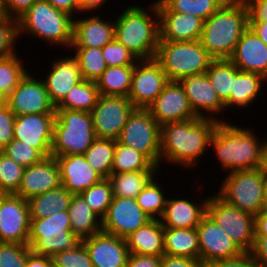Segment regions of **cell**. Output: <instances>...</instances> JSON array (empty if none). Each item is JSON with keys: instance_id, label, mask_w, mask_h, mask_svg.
<instances>
[{"instance_id": "34", "label": "cell", "mask_w": 267, "mask_h": 267, "mask_svg": "<svg viewBox=\"0 0 267 267\" xmlns=\"http://www.w3.org/2000/svg\"><path fill=\"white\" fill-rule=\"evenodd\" d=\"M73 194L62 185L54 190L27 200L30 218H47L57 212L67 211Z\"/></svg>"}, {"instance_id": "32", "label": "cell", "mask_w": 267, "mask_h": 267, "mask_svg": "<svg viewBox=\"0 0 267 267\" xmlns=\"http://www.w3.org/2000/svg\"><path fill=\"white\" fill-rule=\"evenodd\" d=\"M163 242L167 255L199 259V240L196 228L164 227Z\"/></svg>"}, {"instance_id": "20", "label": "cell", "mask_w": 267, "mask_h": 267, "mask_svg": "<svg viewBox=\"0 0 267 267\" xmlns=\"http://www.w3.org/2000/svg\"><path fill=\"white\" fill-rule=\"evenodd\" d=\"M179 82L184 88L193 112L197 116L213 118L218 121L223 120V118H218L217 115L226 110L225 104L218 97L206 73L188 75ZM214 114H216V117Z\"/></svg>"}, {"instance_id": "31", "label": "cell", "mask_w": 267, "mask_h": 267, "mask_svg": "<svg viewBox=\"0 0 267 267\" xmlns=\"http://www.w3.org/2000/svg\"><path fill=\"white\" fill-rule=\"evenodd\" d=\"M266 81L267 79L261 74L240 70L234 78L231 95L224 103L225 109L227 110L234 106L244 109V107H249L253 102L255 103V99L262 91V82Z\"/></svg>"}, {"instance_id": "44", "label": "cell", "mask_w": 267, "mask_h": 267, "mask_svg": "<svg viewBox=\"0 0 267 267\" xmlns=\"http://www.w3.org/2000/svg\"><path fill=\"white\" fill-rule=\"evenodd\" d=\"M80 195L96 215L102 219L113 198L111 183L108 179H102L92 187L85 189Z\"/></svg>"}, {"instance_id": "24", "label": "cell", "mask_w": 267, "mask_h": 267, "mask_svg": "<svg viewBox=\"0 0 267 267\" xmlns=\"http://www.w3.org/2000/svg\"><path fill=\"white\" fill-rule=\"evenodd\" d=\"M52 157L58 161L62 186L72 194H80L103 179L91 167L84 155Z\"/></svg>"}, {"instance_id": "12", "label": "cell", "mask_w": 267, "mask_h": 267, "mask_svg": "<svg viewBox=\"0 0 267 267\" xmlns=\"http://www.w3.org/2000/svg\"><path fill=\"white\" fill-rule=\"evenodd\" d=\"M134 109L128 97L99 95L90 112L96 138L117 140Z\"/></svg>"}, {"instance_id": "10", "label": "cell", "mask_w": 267, "mask_h": 267, "mask_svg": "<svg viewBox=\"0 0 267 267\" xmlns=\"http://www.w3.org/2000/svg\"><path fill=\"white\" fill-rule=\"evenodd\" d=\"M117 141L139 151L160 168L161 126L148 109L133 110Z\"/></svg>"}, {"instance_id": "37", "label": "cell", "mask_w": 267, "mask_h": 267, "mask_svg": "<svg viewBox=\"0 0 267 267\" xmlns=\"http://www.w3.org/2000/svg\"><path fill=\"white\" fill-rule=\"evenodd\" d=\"M99 95L96 82L83 79L71 88L56 109L91 112Z\"/></svg>"}, {"instance_id": "55", "label": "cell", "mask_w": 267, "mask_h": 267, "mask_svg": "<svg viewBox=\"0 0 267 267\" xmlns=\"http://www.w3.org/2000/svg\"><path fill=\"white\" fill-rule=\"evenodd\" d=\"M249 253L258 267H267V236H255L253 247Z\"/></svg>"}, {"instance_id": "19", "label": "cell", "mask_w": 267, "mask_h": 267, "mask_svg": "<svg viewBox=\"0 0 267 267\" xmlns=\"http://www.w3.org/2000/svg\"><path fill=\"white\" fill-rule=\"evenodd\" d=\"M56 113L17 115L14 139L37 148L45 157L51 156L53 128Z\"/></svg>"}, {"instance_id": "17", "label": "cell", "mask_w": 267, "mask_h": 267, "mask_svg": "<svg viewBox=\"0 0 267 267\" xmlns=\"http://www.w3.org/2000/svg\"><path fill=\"white\" fill-rule=\"evenodd\" d=\"M196 229L199 240V260L204 265L217 260L234 258L244 253L207 214Z\"/></svg>"}, {"instance_id": "15", "label": "cell", "mask_w": 267, "mask_h": 267, "mask_svg": "<svg viewBox=\"0 0 267 267\" xmlns=\"http://www.w3.org/2000/svg\"><path fill=\"white\" fill-rule=\"evenodd\" d=\"M30 213L27 200L0 194V242L28 244Z\"/></svg>"}, {"instance_id": "57", "label": "cell", "mask_w": 267, "mask_h": 267, "mask_svg": "<svg viewBox=\"0 0 267 267\" xmlns=\"http://www.w3.org/2000/svg\"><path fill=\"white\" fill-rule=\"evenodd\" d=\"M125 267H161V257L130 253Z\"/></svg>"}, {"instance_id": "50", "label": "cell", "mask_w": 267, "mask_h": 267, "mask_svg": "<svg viewBox=\"0 0 267 267\" xmlns=\"http://www.w3.org/2000/svg\"><path fill=\"white\" fill-rule=\"evenodd\" d=\"M52 259L57 267H94L82 242L72 249L57 253Z\"/></svg>"}, {"instance_id": "43", "label": "cell", "mask_w": 267, "mask_h": 267, "mask_svg": "<svg viewBox=\"0 0 267 267\" xmlns=\"http://www.w3.org/2000/svg\"><path fill=\"white\" fill-rule=\"evenodd\" d=\"M28 72L17 53L0 58V92L7 97Z\"/></svg>"}, {"instance_id": "66", "label": "cell", "mask_w": 267, "mask_h": 267, "mask_svg": "<svg viewBox=\"0 0 267 267\" xmlns=\"http://www.w3.org/2000/svg\"><path fill=\"white\" fill-rule=\"evenodd\" d=\"M6 104V99H0V108Z\"/></svg>"}, {"instance_id": "22", "label": "cell", "mask_w": 267, "mask_h": 267, "mask_svg": "<svg viewBox=\"0 0 267 267\" xmlns=\"http://www.w3.org/2000/svg\"><path fill=\"white\" fill-rule=\"evenodd\" d=\"M61 175L55 157H45L41 162L26 167L16 195L23 199L46 193L60 187Z\"/></svg>"}, {"instance_id": "53", "label": "cell", "mask_w": 267, "mask_h": 267, "mask_svg": "<svg viewBox=\"0 0 267 267\" xmlns=\"http://www.w3.org/2000/svg\"><path fill=\"white\" fill-rule=\"evenodd\" d=\"M248 8L249 22H267V0H243Z\"/></svg>"}, {"instance_id": "25", "label": "cell", "mask_w": 267, "mask_h": 267, "mask_svg": "<svg viewBox=\"0 0 267 267\" xmlns=\"http://www.w3.org/2000/svg\"><path fill=\"white\" fill-rule=\"evenodd\" d=\"M230 60L239 70L258 73L267 79V45L249 27Z\"/></svg>"}, {"instance_id": "67", "label": "cell", "mask_w": 267, "mask_h": 267, "mask_svg": "<svg viewBox=\"0 0 267 267\" xmlns=\"http://www.w3.org/2000/svg\"><path fill=\"white\" fill-rule=\"evenodd\" d=\"M0 99H6V97L0 92Z\"/></svg>"}, {"instance_id": "29", "label": "cell", "mask_w": 267, "mask_h": 267, "mask_svg": "<svg viewBox=\"0 0 267 267\" xmlns=\"http://www.w3.org/2000/svg\"><path fill=\"white\" fill-rule=\"evenodd\" d=\"M164 227L159 219H152L125 238L130 253L162 257Z\"/></svg>"}, {"instance_id": "38", "label": "cell", "mask_w": 267, "mask_h": 267, "mask_svg": "<svg viewBox=\"0 0 267 267\" xmlns=\"http://www.w3.org/2000/svg\"><path fill=\"white\" fill-rule=\"evenodd\" d=\"M227 0H156L158 11L191 14L204 21L215 13Z\"/></svg>"}, {"instance_id": "47", "label": "cell", "mask_w": 267, "mask_h": 267, "mask_svg": "<svg viewBox=\"0 0 267 267\" xmlns=\"http://www.w3.org/2000/svg\"><path fill=\"white\" fill-rule=\"evenodd\" d=\"M19 38L18 20L6 15L0 16V58L17 53L14 47Z\"/></svg>"}, {"instance_id": "9", "label": "cell", "mask_w": 267, "mask_h": 267, "mask_svg": "<svg viewBox=\"0 0 267 267\" xmlns=\"http://www.w3.org/2000/svg\"><path fill=\"white\" fill-rule=\"evenodd\" d=\"M264 176L260 168L228 173L217 195L238 209L257 215L263 208Z\"/></svg>"}, {"instance_id": "33", "label": "cell", "mask_w": 267, "mask_h": 267, "mask_svg": "<svg viewBox=\"0 0 267 267\" xmlns=\"http://www.w3.org/2000/svg\"><path fill=\"white\" fill-rule=\"evenodd\" d=\"M156 172L159 173V167L156 165L146 171L112 172L108 180L111 183L113 196L136 199L143 188L156 177Z\"/></svg>"}, {"instance_id": "30", "label": "cell", "mask_w": 267, "mask_h": 267, "mask_svg": "<svg viewBox=\"0 0 267 267\" xmlns=\"http://www.w3.org/2000/svg\"><path fill=\"white\" fill-rule=\"evenodd\" d=\"M68 212L71 231L80 240L102 231V219L96 215L80 194H73Z\"/></svg>"}, {"instance_id": "28", "label": "cell", "mask_w": 267, "mask_h": 267, "mask_svg": "<svg viewBox=\"0 0 267 267\" xmlns=\"http://www.w3.org/2000/svg\"><path fill=\"white\" fill-rule=\"evenodd\" d=\"M208 199L209 196L201 202L195 203L186 198H167L163 215L159 220L163 227L197 228L206 215Z\"/></svg>"}, {"instance_id": "18", "label": "cell", "mask_w": 267, "mask_h": 267, "mask_svg": "<svg viewBox=\"0 0 267 267\" xmlns=\"http://www.w3.org/2000/svg\"><path fill=\"white\" fill-rule=\"evenodd\" d=\"M147 109L160 126L200 118L193 112L179 81H169Z\"/></svg>"}, {"instance_id": "46", "label": "cell", "mask_w": 267, "mask_h": 267, "mask_svg": "<svg viewBox=\"0 0 267 267\" xmlns=\"http://www.w3.org/2000/svg\"><path fill=\"white\" fill-rule=\"evenodd\" d=\"M1 151L24 168L37 164L45 158L37 148L16 139Z\"/></svg>"}, {"instance_id": "13", "label": "cell", "mask_w": 267, "mask_h": 267, "mask_svg": "<svg viewBox=\"0 0 267 267\" xmlns=\"http://www.w3.org/2000/svg\"><path fill=\"white\" fill-rule=\"evenodd\" d=\"M6 105L17 116L22 114L56 113L42 79L28 72L6 97Z\"/></svg>"}, {"instance_id": "60", "label": "cell", "mask_w": 267, "mask_h": 267, "mask_svg": "<svg viewBox=\"0 0 267 267\" xmlns=\"http://www.w3.org/2000/svg\"><path fill=\"white\" fill-rule=\"evenodd\" d=\"M255 236H267V208L255 215Z\"/></svg>"}, {"instance_id": "49", "label": "cell", "mask_w": 267, "mask_h": 267, "mask_svg": "<svg viewBox=\"0 0 267 267\" xmlns=\"http://www.w3.org/2000/svg\"><path fill=\"white\" fill-rule=\"evenodd\" d=\"M102 53L107 67L135 66L139 61L132 52L115 38L102 48Z\"/></svg>"}, {"instance_id": "1", "label": "cell", "mask_w": 267, "mask_h": 267, "mask_svg": "<svg viewBox=\"0 0 267 267\" xmlns=\"http://www.w3.org/2000/svg\"><path fill=\"white\" fill-rule=\"evenodd\" d=\"M218 122L213 118L200 117L163 124L160 167L164 160L170 165H182L185 169L196 166L210 147V139Z\"/></svg>"}, {"instance_id": "61", "label": "cell", "mask_w": 267, "mask_h": 267, "mask_svg": "<svg viewBox=\"0 0 267 267\" xmlns=\"http://www.w3.org/2000/svg\"><path fill=\"white\" fill-rule=\"evenodd\" d=\"M105 1L107 0H78L79 2V12L88 14L92 11L94 12L95 10L98 11L101 6L104 5ZM98 9V10H97Z\"/></svg>"}, {"instance_id": "63", "label": "cell", "mask_w": 267, "mask_h": 267, "mask_svg": "<svg viewBox=\"0 0 267 267\" xmlns=\"http://www.w3.org/2000/svg\"><path fill=\"white\" fill-rule=\"evenodd\" d=\"M261 171L263 173V176L267 178V146L264 150L263 157H262V163H261Z\"/></svg>"}, {"instance_id": "59", "label": "cell", "mask_w": 267, "mask_h": 267, "mask_svg": "<svg viewBox=\"0 0 267 267\" xmlns=\"http://www.w3.org/2000/svg\"><path fill=\"white\" fill-rule=\"evenodd\" d=\"M53 259L48 256L38 255L31 251L26 261V267H50Z\"/></svg>"}, {"instance_id": "65", "label": "cell", "mask_w": 267, "mask_h": 267, "mask_svg": "<svg viewBox=\"0 0 267 267\" xmlns=\"http://www.w3.org/2000/svg\"><path fill=\"white\" fill-rule=\"evenodd\" d=\"M5 15L4 13V5H3V0H0V16Z\"/></svg>"}, {"instance_id": "39", "label": "cell", "mask_w": 267, "mask_h": 267, "mask_svg": "<svg viewBox=\"0 0 267 267\" xmlns=\"http://www.w3.org/2000/svg\"><path fill=\"white\" fill-rule=\"evenodd\" d=\"M116 140L96 138L84 156L91 167L103 178L112 173Z\"/></svg>"}, {"instance_id": "3", "label": "cell", "mask_w": 267, "mask_h": 267, "mask_svg": "<svg viewBox=\"0 0 267 267\" xmlns=\"http://www.w3.org/2000/svg\"><path fill=\"white\" fill-rule=\"evenodd\" d=\"M248 27V8L245 2L227 0L204 21L199 41L213 59H230Z\"/></svg>"}, {"instance_id": "64", "label": "cell", "mask_w": 267, "mask_h": 267, "mask_svg": "<svg viewBox=\"0 0 267 267\" xmlns=\"http://www.w3.org/2000/svg\"><path fill=\"white\" fill-rule=\"evenodd\" d=\"M263 202L264 208H267V178L264 177V188H263Z\"/></svg>"}, {"instance_id": "35", "label": "cell", "mask_w": 267, "mask_h": 267, "mask_svg": "<svg viewBox=\"0 0 267 267\" xmlns=\"http://www.w3.org/2000/svg\"><path fill=\"white\" fill-rule=\"evenodd\" d=\"M133 71L134 66L107 67L96 81L99 94L128 97Z\"/></svg>"}, {"instance_id": "8", "label": "cell", "mask_w": 267, "mask_h": 267, "mask_svg": "<svg viewBox=\"0 0 267 267\" xmlns=\"http://www.w3.org/2000/svg\"><path fill=\"white\" fill-rule=\"evenodd\" d=\"M80 243L81 240L71 231L68 210L47 218H30L28 245L35 254L52 258Z\"/></svg>"}, {"instance_id": "36", "label": "cell", "mask_w": 267, "mask_h": 267, "mask_svg": "<svg viewBox=\"0 0 267 267\" xmlns=\"http://www.w3.org/2000/svg\"><path fill=\"white\" fill-rule=\"evenodd\" d=\"M239 71L230 59H213L205 72L223 103L229 99L234 86V78Z\"/></svg>"}, {"instance_id": "2", "label": "cell", "mask_w": 267, "mask_h": 267, "mask_svg": "<svg viewBox=\"0 0 267 267\" xmlns=\"http://www.w3.org/2000/svg\"><path fill=\"white\" fill-rule=\"evenodd\" d=\"M251 128L219 121L210 139L221 168L228 173L261 168L267 140L258 139ZM267 139V138H265Z\"/></svg>"}, {"instance_id": "45", "label": "cell", "mask_w": 267, "mask_h": 267, "mask_svg": "<svg viewBox=\"0 0 267 267\" xmlns=\"http://www.w3.org/2000/svg\"><path fill=\"white\" fill-rule=\"evenodd\" d=\"M24 167L0 151V194H16Z\"/></svg>"}, {"instance_id": "5", "label": "cell", "mask_w": 267, "mask_h": 267, "mask_svg": "<svg viewBox=\"0 0 267 267\" xmlns=\"http://www.w3.org/2000/svg\"><path fill=\"white\" fill-rule=\"evenodd\" d=\"M75 15L52 6L47 0H36L18 20L19 36L28 34L48 44L66 47L73 43ZM22 34V35H21Z\"/></svg>"}, {"instance_id": "6", "label": "cell", "mask_w": 267, "mask_h": 267, "mask_svg": "<svg viewBox=\"0 0 267 267\" xmlns=\"http://www.w3.org/2000/svg\"><path fill=\"white\" fill-rule=\"evenodd\" d=\"M95 139L90 112L56 109L51 156L84 155Z\"/></svg>"}, {"instance_id": "27", "label": "cell", "mask_w": 267, "mask_h": 267, "mask_svg": "<svg viewBox=\"0 0 267 267\" xmlns=\"http://www.w3.org/2000/svg\"><path fill=\"white\" fill-rule=\"evenodd\" d=\"M86 18H74L73 43L71 47L103 48L115 36V20L106 21L101 16L90 13Z\"/></svg>"}, {"instance_id": "48", "label": "cell", "mask_w": 267, "mask_h": 267, "mask_svg": "<svg viewBox=\"0 0 267 267\" xmlns=\"http://www.w3.org/2000/svg\"><path fill=\"white\" fill-rule=\"evenodd\" d=\"M31 251L28 244L0 242V267H26Z\"/></svg>"}, {"instance_id": "11", "label": "cell", "mask_w": 267, "mask_h": 267, "mask_svg": "<svg viewBox=\"0 0 267 267\" xmlns=\"http://www.w3.org/2000/svg\"><path fill=\"white\" fill-rule=\"evenodd\" d=\"M206 214L222 228L243 252H250L255 237V216L209 195Z\"/></svg>"}, {"instance_id": "54", "label": "cell", "mask_w": 267, "mask_h": 267, "mask_svg": "<svg viewBox=\"0 0 267 267\" xmlns=\"http://www.w3.org/2000/svg\"><path fill=\"white\" fill-rule=\"evenodd\" d=\"M36 0H3L6 16L18 19Z\"/></svg>"}, {"instance_id": "21", "label": "cell", "mask_w": 267, "mask_h": 267, "mask_svg": "<svg viewBox=\"0 0 267 267\" xmlns=\"http://www.w3.org/2000/svg\"><path fill=\"white\" fill-rule=\"evenodd\" d=\"M94 267H125L130 255L126 240L103 231L81 240Z\"/></svg>"}, {"instance_id": "52", "label": "cell", "mask_w": 267, "mask_h": 267, "mask_svg": "<svg viewBox=\"0 0 267 267\" xmlns=\"http://www.w3.org/2000/svg\"><path fill=\"white\" fill-rule=\"evenodd\" d=\"M205 267H258V264L249 252H244L234 258L213 261Z\"/></svg>"}, {"instance_id": "51", "label": "cell", "mask_w": 267, "mask_h": 267, "mask_svg": "<svg viewBox=\"0 0 267 267\" xmlns=\"http://www.w3.org/2000/svg\"><path fill=\"white\" fill-rule=\"evenodd\" d=\"M16 115L5 104L0 108V151L14 139V123Z\"/></svg>"}, {"instance_id": "16", "label": "cell", "mask_w": 267, "mask_h": 267, "mask_svg": "<svg viewBox=\"0 0 267 267\" xmlns=\"http://www.w3.org/2000/svg\"><path fill=\"white\" fill-rule=\"evenodd\" d=\"M151 220L152 218L137 204L136 199L113 196L102 218V231L125 239Z\"/></svg>"}, {"instance_id": "14", "label": "cell", "mask_w": 267, "mask_h": 267, "mask_svg": "<svg viewBox=\"0 0 267 267\" xmlns=\"http://www.w3.org/2000/svg\"><path fill=\"white\" fill-rule=\"evenodd\" d=\"M169 82L161 65L155 60H139L132 74L128 98L135 108L147 109Z\"/></svg>"}, {"instance_id": "26", "label": "cell", "mask_w": 267, "mask_h": 267, "mask_svg": "<svg viewBox=\"0 0 267 267\" xmlns=\"http://www.w3.org/2000/svg\"><path fill=\"white\" fill-rule=\"evenodd\" d=\"M160 40L198 41L204 26L200 17L173 11H158Z\"/></svg>"}, {"instance_id": "56", "label": "cell", "mask_w": 267, "mask_h": 267, "mask_svg": "<svg viewBox=\"0 0 267 267\" xmlns=\"http://www.w3.org/2000/svg\"><path fill=\"white\" fill-rule=\"evenodd\" d=\"M161 267H205V265L199 259L164 254L161 257Z\"/></svg>"}, {"instance_id": "4", "label": "cell", "mask_w": 267, "mask_h": 267, "mask_svg": "<svg viewBox=\"0 0 267 267\" xmlns=\"http://www.w3.org/2000/svg\"><path fill=\"white\" fill-rule=\"evenodd\" d=\"M114 38L138 60L154 59L160 39L156 1L151 2L147 9L139 5L123 9L115 19Z\"/></svg>"}, {"instance_id": "40", "label": "cell", "mask_w": 267, "mask_h": 267, "mask_svg": "<svg viewBox=\"0 0 267 267\" xmlns=\"http://www.w3.org/2000/svg\"><path fill=\"white\" fill-rule=\"evenodd\" d=\"M73 57L77 60L83 79L96 82L106 70L102 48L97 47H70Z\"/></svg>"}, {"instance_id": "23", "label": "cell", "mask_w": 267, "mask_h": 267, "mask_svg": "<svg viewBox=\"0 0 267 267\" xmlns=\"http://www.w3.org/2000/svg\"><path fill=\"white\" fill-rule=\"evenodd\" d=\"M68 56L52 61L49 73L46 72V78L42 79L55 107L74 85L83 80L77 60L73 55Z\"/></svg>"}, {"instance_id": "62", "label": "cell", "mask_w": 267, "mask_h": 267, "mask_svg": "<svg viewBox=\"0 0 267 267\" xmlns=\"http://www.w3.org/2000/svg\"><path fill=\"white\" fill-rule=\"evenodd\" d=\"M249 28L267 45V22H249Z\"/></svg>"}, {"instance_id": "42", "label": "cell", "mask_w": 267, "mask_h": 267, "mask_svg": "<svg viewBox=\"0 0 267 267\" xmlns=\"http://www.w3.org/2000/svg\"><path fill=\"white\" fill-rule=\"evenodd\" d=\"M154 177L136 197L137 204L152 219H160L163 215L167 197L162 190L163 187Z\"/></svg>"}, {"instance_id": "41", "label": "cell", "mask_w": 267, "mask_h": 267, "mask_svg": "<svg viewBox=\"0 0 267 267\" xmlns=\"http://www.w3.org/2000/svg\"><path fill=\"white\" fill-rule=\"evenodd\" d=\"M153 165L145 155L116 140L112 172L146 171Z\"/></svg>"}, {"instance_id": "58", "label": "cell", "mask_w": 267, "mask_h": 267, "mask_svg": "<svg viewBox=\"0 0 267 267\" xmlns=\"http://www.w3.org/2000/svg\"><path fill=\"white\" fill-rule=\"evenodd\" d=\"M52 6L57 9L63 10L71 15L79 13L78 0H47Z\"/></svg>"}, {"instance_id": "7", "label": "cell", "mask_w": 267, "mask_h": 267, "mask_svg": "<svg viewBox=\"0 0 267 267\" xmlns=\"http://www.w3.org/2000/svg\"><path fill=\"white\" fill-rule=\"evenodd\" d=\"M169 81H180L188 75L205 73L213 58L200 41H163L159 39L154 58Z\"/></svg>"}]
</instances>
